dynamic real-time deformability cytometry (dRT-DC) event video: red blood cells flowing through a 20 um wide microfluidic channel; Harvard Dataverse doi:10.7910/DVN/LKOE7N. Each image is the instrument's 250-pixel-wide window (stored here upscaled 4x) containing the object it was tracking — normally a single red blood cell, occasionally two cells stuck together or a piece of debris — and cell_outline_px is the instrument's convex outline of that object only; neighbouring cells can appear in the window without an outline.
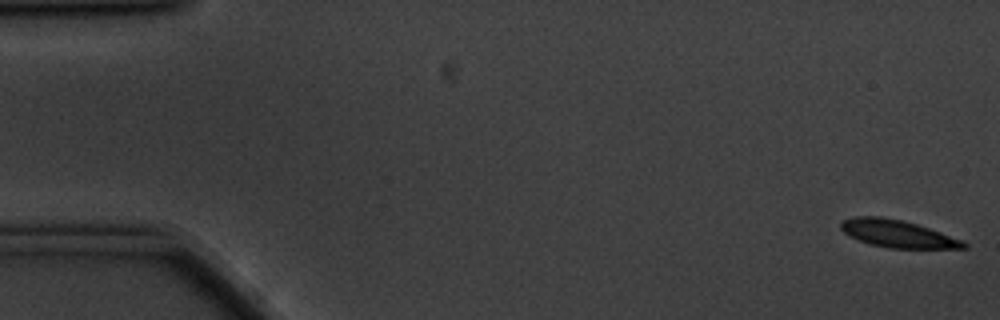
{"species": "common noctule bat (a hibernating species)", "species_latin": "Nyctalus noctula", "temperature_condition": "cold", "stored_images_in_passage": 58, "camera_frame_rate_fps": 3000, "um_per_image_px": 0.085, "animal": {"sex": "male", "body_mass_g": 20.1, "forearm_length_mm": 53.5}, "frame": {"image": 1, "passage_image": 1, "time_ms": 0.0, "image_size_px": [1000, 320], "cell_outline_px": [[968, 248], [888, 248], [868, 244], [844, 232], [840, 228], [840, 224], [844, 220], [856, 216], [880, 216], [900, 220], [916, 224], [964, 240], [968, 244]], "centroid_in_image_um": [76.31, 19.87], "position_along_channel_um": 8.7, "area_um2": 19.42}}
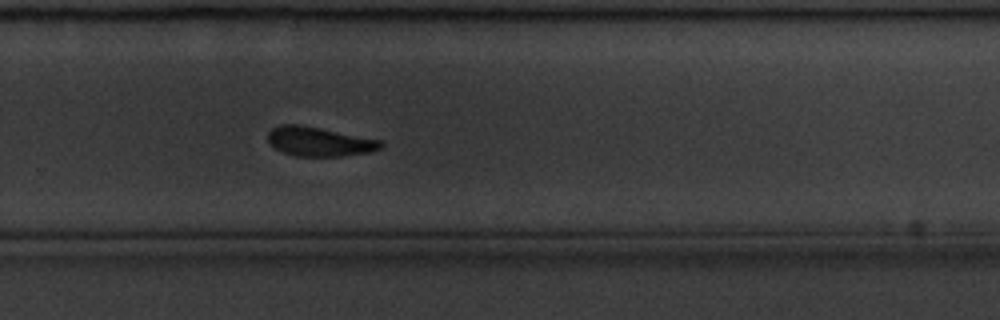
{"frame": {"image": 2, "passage_image": 38, "time_ms": 12.333, "image_size_px": [1000, 320], "cell_outline_px": [[384, 144], [380, 148], [368, 152], [344, 156], [296, 156], [284, 152], [276, 148], [268, 140], [268, 132], [272, 128], [280, 124], [300, 124], [380, 140]], "centroid_in_image_um": [27.12, 12.03], "position_along_channel_um": 302.7, "area_um2": 19.02}}
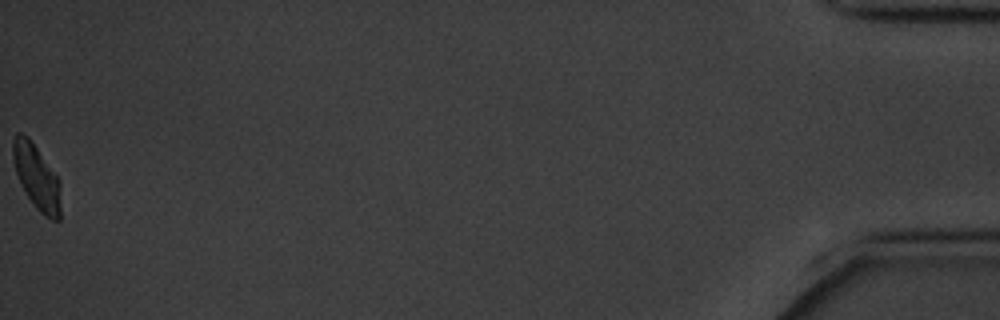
{"frame": {"image": 3, "passage_image": 58, "time_ms": 19.0, "image_size_px": [1000, 320], "cell_outline_px": [[60, 220], [52, 220], [44, 216], [36, 208], [28, 196], [16, 172], [12, 160], [12, 140], [16, 132], [20, 132], [28, 136], [60, 180]], "centroid_in_image_um": [3.11, 15.02], "position_along_channel_um": 432.1, "area_um2": 17.98}, "authors_computed_cell_mechanics": {"area_um2": 20.0566, "velocity_mm_per_s": 3.4332, "shape_relaxation_time_tau1_ms": 3.1494, "shape_relaxation_time_tau2_ms": 6.0377, "deformation_change_tau1": 0.1204, "deformation_change_tau2": 0.1425}}